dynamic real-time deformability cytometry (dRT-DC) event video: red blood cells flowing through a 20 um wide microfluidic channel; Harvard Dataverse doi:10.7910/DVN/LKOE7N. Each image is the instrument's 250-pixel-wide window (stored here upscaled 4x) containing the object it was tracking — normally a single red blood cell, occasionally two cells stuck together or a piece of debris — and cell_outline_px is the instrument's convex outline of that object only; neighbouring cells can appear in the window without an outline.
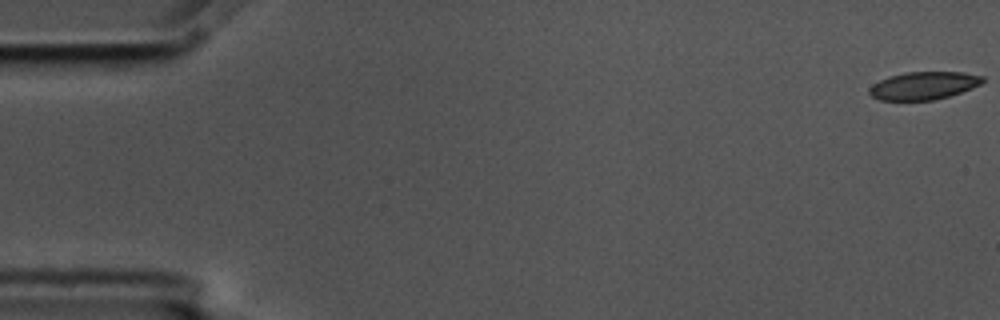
{"species": "common noctule bat (a hibernating species)", "species_latin": "Nyctalus noctula", "temperature_condition": "cold", "stored_images_in_passage": 6, "camera_frame_rate_fps": 3000, "um_per_image_px": 0.085, "animal": {"sex": "male", "body_mass_g": 17.5, "forearm_length_mm": 52.3}, "frame": {"image": 1, "passage_image": 1, "time_ms": 0.0, "image_size_px": [1000, 320], "cell_outline_px": [[984, 80], [980, 84], [972, 88], [948, 96], [932, 100], [880, 100], [872, 96], [868, 92], [868, 88], [872, 84], [888, 76], [904, 72], [964, 72], [984, 76]], "centroid_in_image_um": [78.48, 7.27], "position_along_channel_um": 6.5, "area_um2": 18.38}}
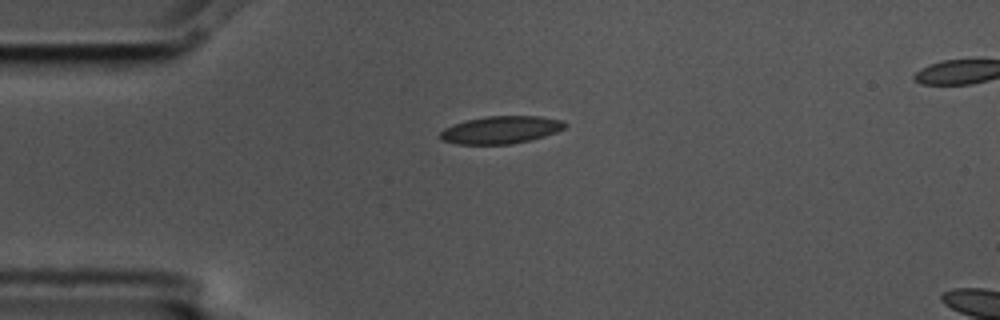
{"frame": {"image": 2, "passage_image": 5, "time_ms": 1.333, "image_size_px": [1000, 320], "cell_outline_px": [[568, 124], [564, 128], [556, 132], [544, 136], [528, 140], [508, 144], [456, 144], [444, 140], [440, 136], [440, 132], [444, 128], [452, 124], [484, 116], [540, 116], [564, 120]], "centroid_in_image_um": [42.59, 11.02], "position_along_channel_um": 42.4, "area_um2": 19.94}}